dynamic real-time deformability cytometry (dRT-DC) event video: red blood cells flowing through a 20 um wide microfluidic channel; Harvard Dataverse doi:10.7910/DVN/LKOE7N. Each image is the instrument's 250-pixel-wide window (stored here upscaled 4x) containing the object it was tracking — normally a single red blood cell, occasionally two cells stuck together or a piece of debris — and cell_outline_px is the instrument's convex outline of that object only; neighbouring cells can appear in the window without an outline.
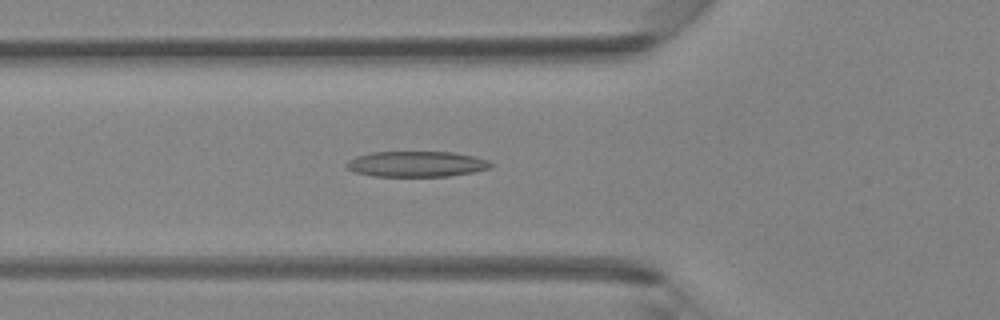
{"species": "Egyptian fruit bat (a non-hibernating species)", "species_latin": "Rousettus aegyptiacus", "temperature_condition": "room temperature", "stored_images_in_passage": 36, "camera_frame_rate_fps": 3000, "um_per_image_px": 0.085, "animal": {"sex": "female"}, "frame": {"image": 1, "passage_image": 9, "time_ms": 2.667, "image_size_px": [1000, 320], "cell_outline_px": [[492, 168], [472, 172], [448, 176], [372, 176], [356, 172], [348, 168], [344, 164], [348, 160], [356, 156], [372, 152], [452, 152], [476, 156], [488, 160], [492, 164]], "centroid_in_image_um": [35.41, 13.94], "position_along_channel_um": 90.4, "area_um2": 21.56}}
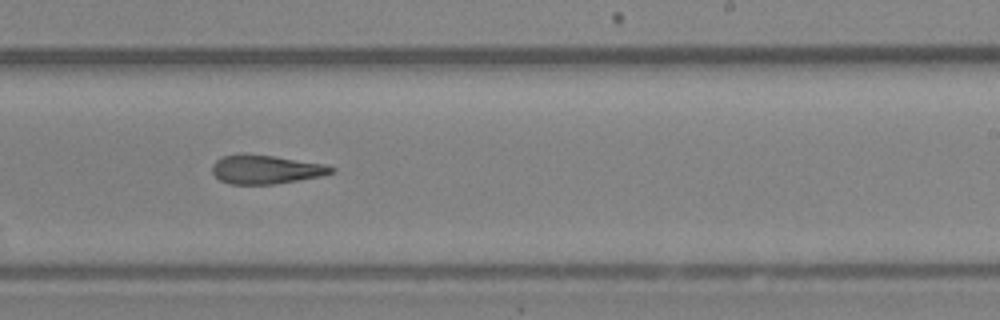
{"frame": {"image": 2, "passage_image": 20, "time_ms": 6.333, "image_size_px": [1000, 320], "cell_outline_px": [[336, 172], [324, 176], [272, 184], [228, 184], [220, 180], [212, 172], [212, 164], [216, 160], [224, 156], [272, 156], [324, 164], [336, 168]], "centroid_in_image_um": [22.65, 14.44], "position_along_channel_um": 266.3, "area_um2": 19.48}}
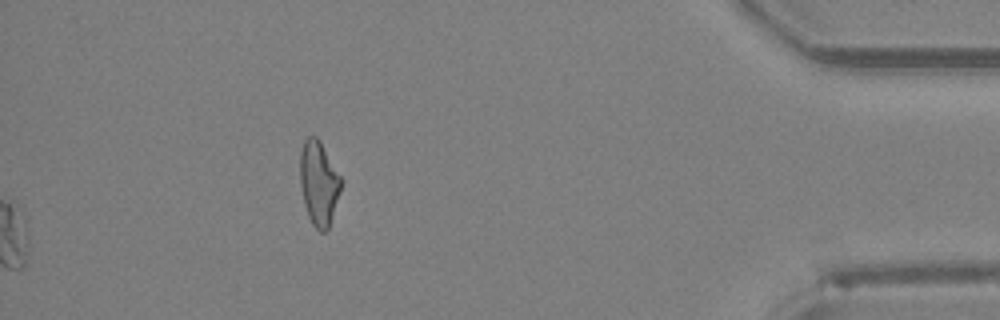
{"frame": {"image": 3, "passage_image": 32, "time_ms": 10.333, "image_size_px": [1000, 320], "cell_outline_px": [[340, 192], [328, 228], [324, 232], [320, 232], [312, 224], [308, 216], [304, 204], [300, 188], [300, 152], [304, 140], [308, 136], [316, 136], [320, 140], [340, 176]], "centroid_in_image_um": [27.06, 15.55], "position_along_channel_um": 408.1, "area_um2": 19.94}}